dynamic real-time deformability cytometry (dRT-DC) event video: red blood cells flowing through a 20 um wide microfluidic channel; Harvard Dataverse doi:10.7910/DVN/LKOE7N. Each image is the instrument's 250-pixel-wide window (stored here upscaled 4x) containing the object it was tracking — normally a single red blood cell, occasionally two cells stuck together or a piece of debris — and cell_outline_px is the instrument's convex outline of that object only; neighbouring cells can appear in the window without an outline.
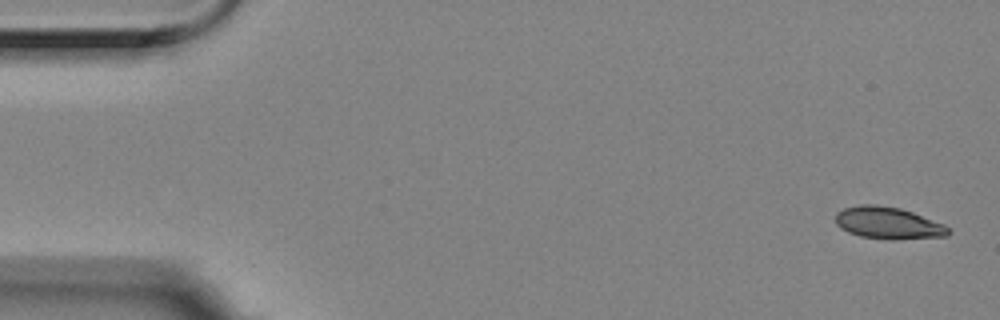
{"species": "Egyptian fruit bat (a non-hibernating species)", "species_latin": "Rousettus aegyptiacus", "temperature_condition": "room temperature", "stored_images_in_passage": 4, "camera_frame_rate_fps": 3000, "um_per_image_px": 0.085, "animal": {"sex": "female"}, "frame": {"image": 1, "passage_image": 1, "time_ms": 0.0, "image_size_px": [1000, 320], "cell_outline_px": [[952, 232], [948, 236], [888, 240], [860, 236], [848, 232], [840, 228], [836, 224], [836, 212], [844, 208], [860, 204], [876, 204], [900, 208], [912, 212], [944, 224]], "centroid_in_image_um": [75.48, 18.96], "position_along_channel_um": 9.5, "area_um2": 21.15}}